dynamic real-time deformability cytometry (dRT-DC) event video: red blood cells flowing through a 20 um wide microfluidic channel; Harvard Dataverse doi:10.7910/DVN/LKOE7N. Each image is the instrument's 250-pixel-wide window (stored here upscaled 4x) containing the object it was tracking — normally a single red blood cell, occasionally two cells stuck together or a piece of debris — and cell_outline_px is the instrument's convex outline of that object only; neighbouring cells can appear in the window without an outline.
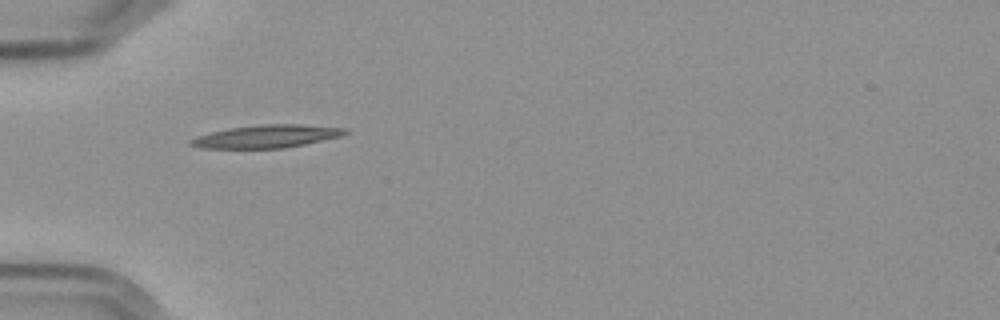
{"species": "Egyptian fruit bat (a non-hibernating species)", "species_latin": "Rousettus aegyptiacus", "temperature_condition": "cold", "stored_images_in_passage": 2, "camera_frame_rate_fps": 3000, "um_per_image_px": 0.085, "frame": {"image": 1, "passage_image": 1, "time_ms": 0.0, "image_size_px": [1000, 320], "cell_outline_px": [[352, 132], [344, 136], [284, 148], [200, 148], [188, 144], [188, 140], [212, 132], [228, 128], [260, 124], [300, 124], [344, 128]], "centroid_in_image_um": [22.72, 11.59], "position_along_channel_um": 62.3, "area_um2": 20.63}}
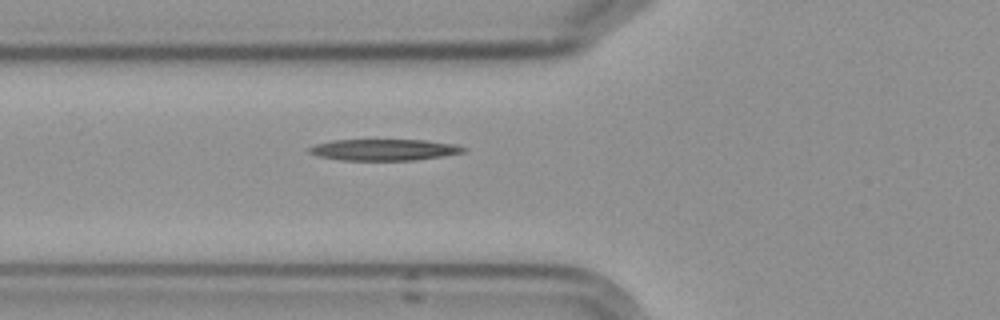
{"frame": {"image": 2, "passage_image": 2, "time_ms": 1.0, "image_size_px": [1000, 320], "cell_outline_px": [[468, 148], [464, 152], [444, 156], [412, 160], [344, 160], [320, 156], [308, 152], [308, 148], [316, 144], [332, 140], [424, 140], [456, 144]], "centroid_in_image_um": [32.69, 12.72], "position_along_channel_um": 93.1, "area_um2": 19.07}}